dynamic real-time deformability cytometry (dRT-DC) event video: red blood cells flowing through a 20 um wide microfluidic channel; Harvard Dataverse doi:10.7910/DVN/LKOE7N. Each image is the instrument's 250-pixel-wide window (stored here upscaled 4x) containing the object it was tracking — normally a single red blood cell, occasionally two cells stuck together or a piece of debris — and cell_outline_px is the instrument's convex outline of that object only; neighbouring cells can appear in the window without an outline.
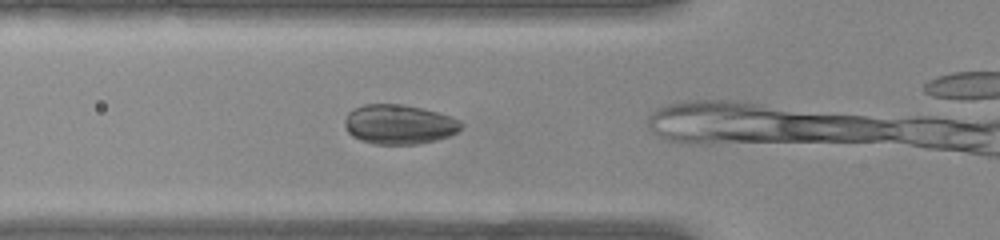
{"species": "common noctule bat (a hibernating species)", "species_latin": "Nyctalus noctula", "temperature_condition": "warm", "stored_images_in_passage": 6, "camera_frame_rate_fps": 3000, "um_per_image_px": 0.085, "animal": {"sex": "female", "body_mass_g": 22.0, "forearm_length_mm": 56.7}, "frame": {"image": 1, "passage_image": 2, "time_ms": 0.333, "image_size_px": [1000, 240], "cell_outline_px": [[464, 124], [456, 132], [448, 136], [436, 140], [420, 144], [372, 144], [360, 140], [352, 136], [348, 132], [344, 124], [344, 120], [348, 112], [364, 104], [404, 104], [436, 112], [460, 120]], "centroid_in_image_um": [33.89, 10.58], "position_along_channel_um": 91.9, "area_um2": 26.82}}